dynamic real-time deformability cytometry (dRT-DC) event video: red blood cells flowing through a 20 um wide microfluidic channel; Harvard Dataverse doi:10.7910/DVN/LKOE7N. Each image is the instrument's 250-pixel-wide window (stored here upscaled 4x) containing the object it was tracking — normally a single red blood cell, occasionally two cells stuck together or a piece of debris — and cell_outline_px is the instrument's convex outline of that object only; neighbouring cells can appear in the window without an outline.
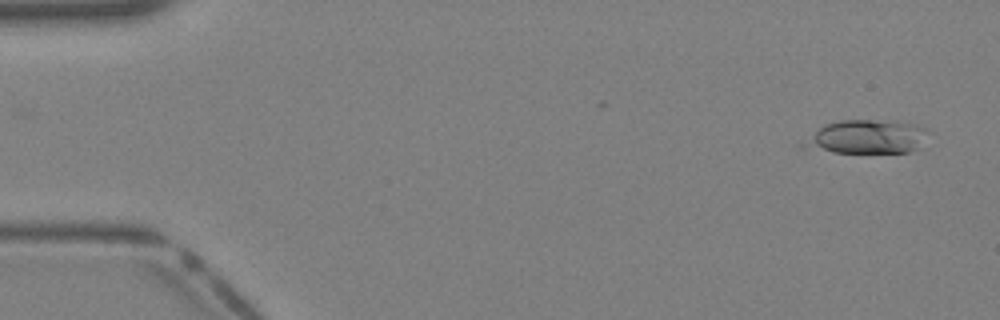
{"species": "Egyptian fruit bat (a non-hibernating species)", "species_latin": "Rousettus aegyptiacus", "temperature_condition": "warm", "stored_images_in_passage": 39, "camera_frame_rate_fps": 3000, "um_per_image_px": 0.085, "animal": {"sex": "female"}, "frame": {"image": 1, "passage_image": 2, "time_ms": 0.333, "image_size_px": [1000, 320], "cell_outline_px": [[928, 128], [916, 148], [908, 152], [832, 152], [800, 148], [800, 144], [824, 124], [840, 120], [896, 120]], "centroid_in_image_um": [73.58, 11.62], "position_along_channel_um": 11.4, "area_um2": 24.22}}
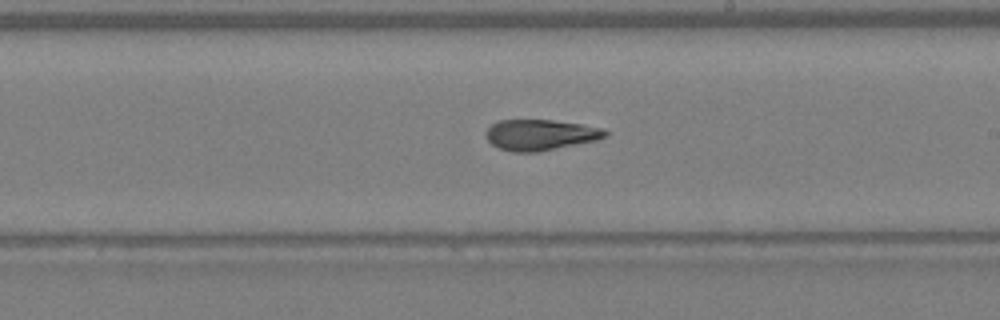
{"frame": {"image": 2, "passage_image": 23, "time_ms": 7.333, "image_size_px": [1000, 320], "cell_outline_px": [[608, 136], [596, 140], [540, 152], [512, 152], [500, 148], [492, 144], [488, 140], [488, 128], [492, 124], [500, 120], [552, 120], [580, 124], [604, 128], [608, 132]], "centroid_in_image_um": [45.98, 11.47], "position_along_channel_um": 243.0, "area_um2": 21.27}}
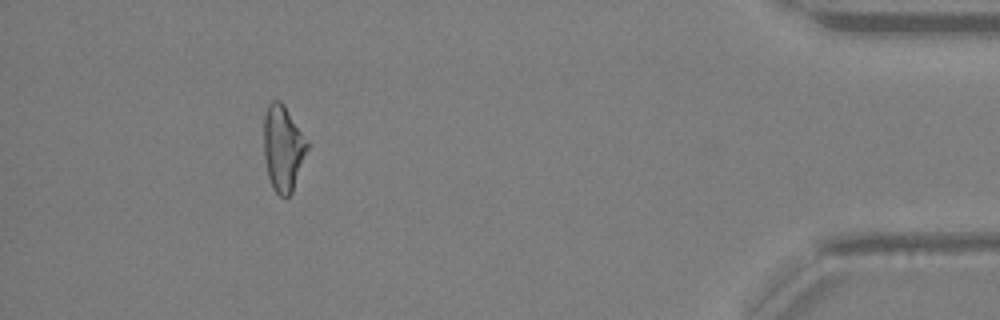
{"frame": {"image": 3, "passage_image": 36, "time_ms": 11.667, "image_size_px": [1000, 320], "cell_outline_px": [[308, 148], [292, 192], [288, 196], [280, 196], [272, 188], [268, 176], [264, 156], [264, 116], [268, 104], [272, 100], [280, 100], [284, 104], [308, 140]], "centroid_in_image_um": [24.05, 12.56], "position_along_channel_um": 411.1, "area_um2": 21.73}}